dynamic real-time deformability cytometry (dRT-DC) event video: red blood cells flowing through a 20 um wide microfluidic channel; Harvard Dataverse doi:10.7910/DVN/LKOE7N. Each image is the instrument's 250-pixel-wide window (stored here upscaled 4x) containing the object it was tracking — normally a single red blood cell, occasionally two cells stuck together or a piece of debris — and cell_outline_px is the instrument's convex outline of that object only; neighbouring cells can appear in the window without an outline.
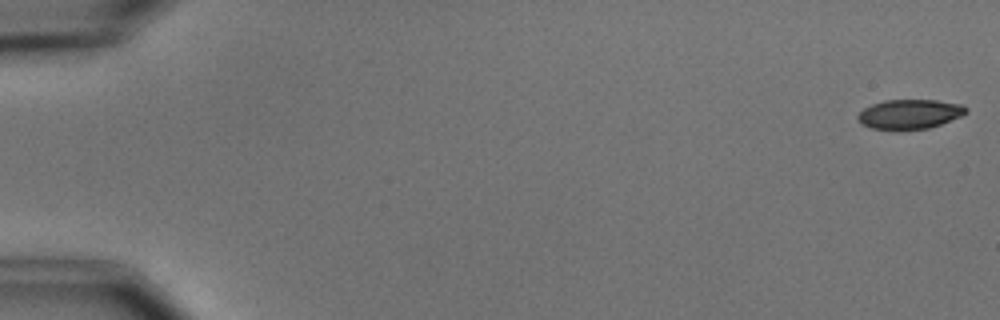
{"species": "common noctule bat (a hibernating species)", "species_latin": "Nyctalus noctula", "temperature_condition": "cold", "stored_images_in_passage": 5, "camera_frame_rate_fps": 3000, "um_per_image_px": 0.085, "animal": {"sex": "male", "body_mass_g": 15.6}, "frame": {"image": 1, "passage_image": 1, "time_ms": 0.0, "image_size_px": [1000, 320], "cell_outline_px": [[968, 112], [960, 116], [940, 124], [928, 128], [872, 128], [860, 124], [856, 116], [864, 108], [872, 104], [884, 100], [936, 100], [964, 104], [968, 108]], "centroid_in_image_um": [77.33, 9.67], "position_along_channel_um": 7.7, "area_um2": 18.32}}
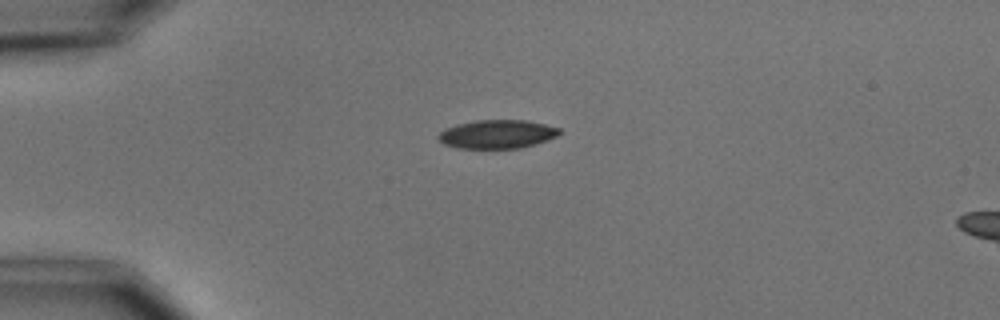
{"frame": {"image": 2, "passage_image": 4, "time_ms": 4.333, "image_size_px": [1000, 320], "cell_outline_px": [[560, 132], [556, 136], [536, 144], [520, 148], [456, 148], [444, 144], [436, 136], [444, 128], [476, 120], [524, 120], [544, 124], [560, 128]], "centroid_in_image_um": [42.24, 11.4], "position_along_channel_um": 42.8, "area_um2": 20.06}}